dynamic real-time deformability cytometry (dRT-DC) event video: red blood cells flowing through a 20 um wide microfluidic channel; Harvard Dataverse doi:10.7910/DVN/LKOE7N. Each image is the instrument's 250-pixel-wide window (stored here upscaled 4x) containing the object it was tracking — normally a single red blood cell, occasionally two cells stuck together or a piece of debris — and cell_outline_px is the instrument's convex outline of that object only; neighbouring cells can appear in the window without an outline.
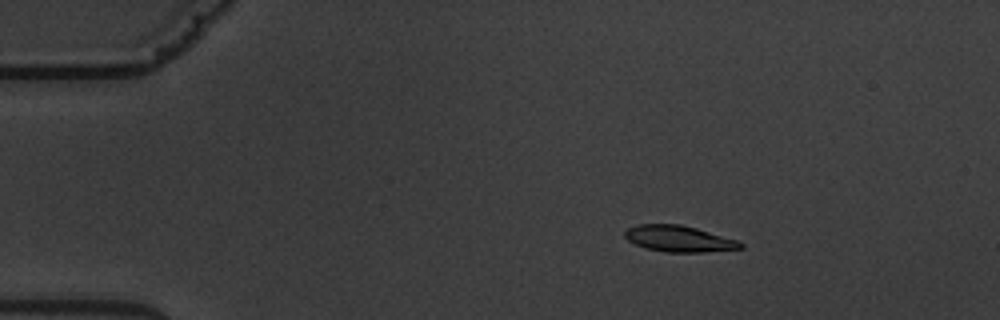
{"species": "common noctule bat (a hibernating species)", "species_latin": "Nyctalus noctula", "temperature_condition": "warm", "stored_images_in_passage": 5, "camera_frame_rate_fps": 3000, "um_per_image_px": 0.085, "animal": {"sex": "male", "body_mass_g": 19.5, "forearm_length_mm": 54.6}, "frame": {"image": 1, "passage_image": 3, "time_ms": 2.333, "image_size_px": [1000, 320], "cell_outline_px": [[744, 248], [704, 252], [664, 252], [648, 248], [636, 244], [628, 240], [624, 236], [624, 232], [628, 228], [636, 224], [680, 224], [696, 228], [740, 240], [744, 244]], "centroid_in_image_um": [57.75, 20.29], "position_along_channel_um": 27.3, "area_um2": 17.74}}